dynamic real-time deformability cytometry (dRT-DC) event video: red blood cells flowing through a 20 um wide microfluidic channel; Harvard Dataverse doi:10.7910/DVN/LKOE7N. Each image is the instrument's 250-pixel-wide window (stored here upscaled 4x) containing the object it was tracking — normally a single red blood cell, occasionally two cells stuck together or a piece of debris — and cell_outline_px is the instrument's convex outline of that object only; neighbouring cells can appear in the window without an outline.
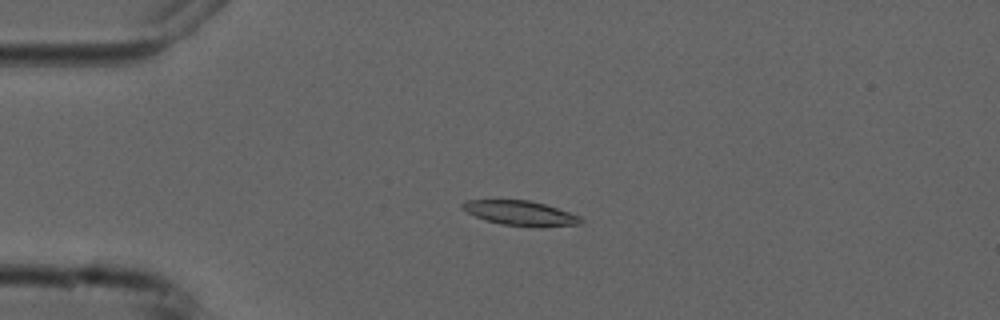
{"species": "common noctule bat (a hibernating species)", "species_latin": "Nyctalus noctula", "temperature_condition": "cold", "stored_images_in_passage": 4, "camera_frame_rate_fps": 3000, "um_per_image_px": 0.085, "animal": {"sex": "male", "forearm_length_mm": 52.5}, "frame": {"image": 1, "passage_image": 3, "time_ms": 2.333, "image_size_px": [1000, 320], "cell_outline_px": [[584, 220], [580, 224], [540, 228], [536, 228], [504, 224], [488, 220], [476, 216], [460, 208], [460, 204], [464, 200], [528, 200], [544, 204], [580, 216]], "centroid_in_image_um": [44.25, 18.12], "position_along_channel_um": 40.7, "area_um2": 17.05}}